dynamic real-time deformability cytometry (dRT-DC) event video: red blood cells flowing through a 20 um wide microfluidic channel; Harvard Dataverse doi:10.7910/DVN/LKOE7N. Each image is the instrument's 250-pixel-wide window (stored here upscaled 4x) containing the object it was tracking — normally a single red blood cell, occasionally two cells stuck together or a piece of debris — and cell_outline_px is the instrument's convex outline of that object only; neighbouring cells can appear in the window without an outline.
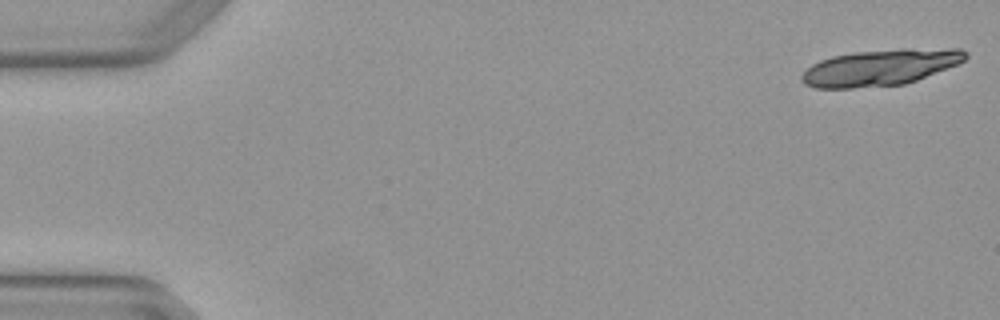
{"species": "Egyptian fruit bat (a non-hibernating species)", "species_latin": "Rousettus aegyptiacus", "temperature_condition": "warm", "stored_images_in_passage": 5, "segment_of_instrument_passage": [1, 2], "camera_frame_rate_fps": 3000, "um_per_image_px": 0.085, "animal": {"sex": "female"}, "frame": {"image": 1, "passage_image": 1, "time_ms": 0.0, "image_size_px": [1000, 320], "cell_outline_px": [[968, 56], [964, 60], [956, 64], [916, 80], [904, 84], [852, 88], [816, 88], [804, 84], [800, 80], [800, 76], [812, 64], [820, 60], [832, 56], [852, 52], [900, 48], [960, 48], [968, 52]], "centroid_in_image_um": [74.81, 5.72], "position_along_channel_um": 10.2, "area_um2": 34.68}}